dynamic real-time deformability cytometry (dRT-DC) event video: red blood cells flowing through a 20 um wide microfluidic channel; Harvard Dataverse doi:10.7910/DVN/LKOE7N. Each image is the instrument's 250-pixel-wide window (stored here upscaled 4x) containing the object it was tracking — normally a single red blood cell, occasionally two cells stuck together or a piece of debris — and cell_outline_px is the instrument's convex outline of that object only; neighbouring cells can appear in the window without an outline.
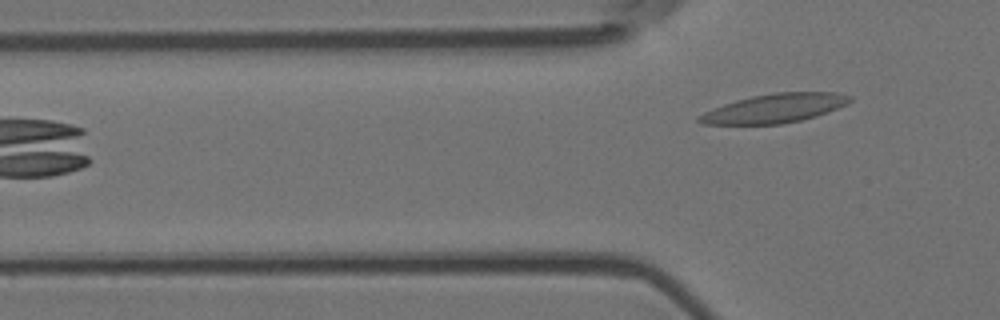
{"species": "Egyptian fruit bat (a non-hibernating species)", "species_latin": "Rousettus aegyptiacus", "temperature_condition": "room temperature", "stored_images_in_passage": 7, "camera_frame_rate_fps": 3000, "um_per_image_px": 0.085, "animal": {"sex": "female"}, "frame": {"image": 1, "passage_image": 7, "time_ms": 2.0, "image_size_px": [1000, 320], "cell_outline_px": [[852, 100], [836, 108], [816, 116], [800, 120], [780, 124], [704, 124], [696, 120], [696, 116], [704, 112], [724, 104], [736, 100], [752, 96], [772, 92], [836, 92], [852, 96]], "centroid_in_image_um": [65.81, 9.2], "position_along_channel_um": 60.0, "area_um2": 25.26}}